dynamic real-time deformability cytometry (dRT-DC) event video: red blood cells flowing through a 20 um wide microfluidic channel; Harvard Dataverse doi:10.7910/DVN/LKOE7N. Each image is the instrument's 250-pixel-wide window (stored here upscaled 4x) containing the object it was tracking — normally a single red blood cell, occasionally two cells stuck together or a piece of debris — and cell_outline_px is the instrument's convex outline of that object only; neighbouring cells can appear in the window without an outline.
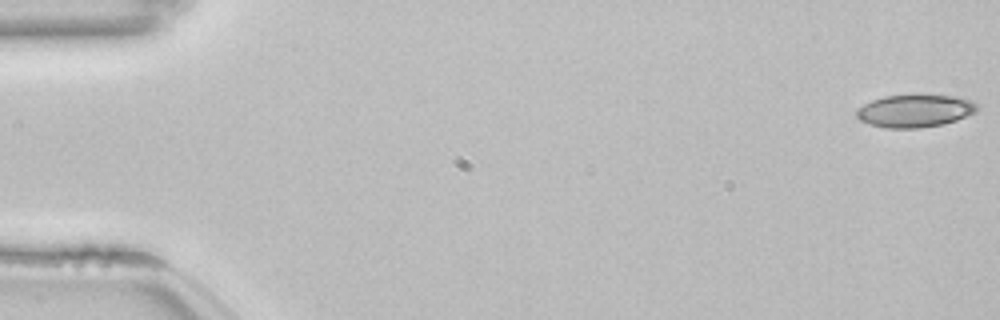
{"species": "common noctule bat (a hibernating species)", "species_latin": "Nyctalus noctula", "temperature_condition": "room temperature", "stored_images_in_passage": 54, "camera_frame_rate_fps": 3000, "um_per_image_px": 0.085, "animal": {"sex": "female", "body_mass_g": 22.7, "forearm_length_mm": 54.2}, "frame": {"image": 1, "passage_image": 1, "time_ms": 0.0, "image_size_px": [1000, 320], "cell_outline_px": [[980, 108], [976, 112], [956, 120], [944, 124], [920, 128], [888, 128], [868, 124], [860, 120], [856, 116], [856, 112], [864, 104], [872, 100], [884, 96], [952, 96], [972, 100], [980, 104]], "centroid_in_image_um": [77.81, 9.44], "position_along_channel_um": 7.2, "area_um2": 22.77}}
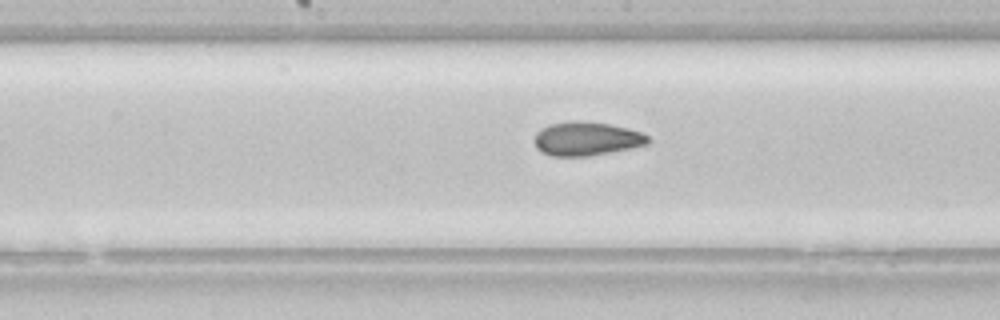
{"frame": {"image": 2, "passage_image": 28, "time_ms": 9.0, "image_size_px": [1000, 320], "cell_outline_px": [[652, 140], [648, 144], [588, 156], [552, 156], [540, 152], [536, 148], [532, 140], [536, 132], [540, 128], [548, 124], [572, 120], [576, 120], [608, 124], [628, 128], [640, 132], [648, 136]], "centroid_in_image_um": [49.78, 11.78], "position_along_channel_um": 198.4, "area_um2": 22.54}}
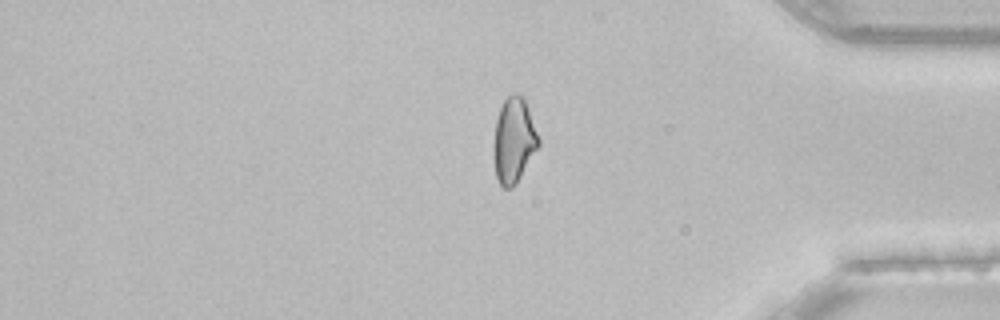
{"frame": {"image": 3, "passage_image": 45, "time_ms": 14.667, "image_size_px": [1000, 320], "cell_outline_px": [[540, 144], [516, 184], [512, 188], [504, 188], [500, 184], [496, 176], [492, 156], [492, 144], [496, 120], [500, 108], [504, 100], [512, 92], [516, 92], [524, 100], [540, 140]], "centroid_in_image_um": [43.63, 11.96], "position_along_channel_um": 391.6, "area_um2": 22.31}, "authors_computed_cell_mechanics": {"area_um2": 22.8599, "velocity_mm_per_s": 3.8517, "shape_relaxation_time_tau1_ms": null, "shape_relaxation_time_tau2_ms": 2.3535, "deformation_change_tau1": null, "deformation_change_tau2": 0.0759}}